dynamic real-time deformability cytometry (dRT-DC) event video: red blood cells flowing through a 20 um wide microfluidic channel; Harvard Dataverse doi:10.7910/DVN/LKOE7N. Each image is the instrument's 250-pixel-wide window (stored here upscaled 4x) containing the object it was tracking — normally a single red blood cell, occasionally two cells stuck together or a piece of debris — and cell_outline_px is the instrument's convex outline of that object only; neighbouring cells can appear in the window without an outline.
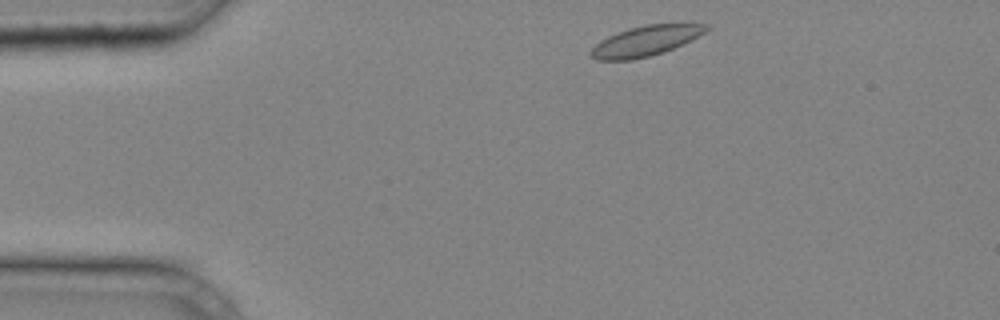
{"species": "common noctule bat (a hibernating species)", "species_latin": "Nyctalus noctula", "temperature_condition": "cold", "stored_images_in_passage": 6, "camera_frame_rate_fps": 3000, "um_per_image_px": 0.085, "animal": {"sex": "male", "body_mass_g": 20.4}, "frame": {"image": 1, "passage_image": 2, "time_ms": 0.333, "image_size_px": [1000, 320], "cell_outline_px": [[712, 28], [664, 52], [632, 60], [596, 60], [588, 52], [600, 40], [608, 36], [628, 28], [644, 24], [708, 24]], "centroid_in_image_um": [54.82, 3.47], "position_along_channel_um": 30.2, "area_um2": 20.0}}